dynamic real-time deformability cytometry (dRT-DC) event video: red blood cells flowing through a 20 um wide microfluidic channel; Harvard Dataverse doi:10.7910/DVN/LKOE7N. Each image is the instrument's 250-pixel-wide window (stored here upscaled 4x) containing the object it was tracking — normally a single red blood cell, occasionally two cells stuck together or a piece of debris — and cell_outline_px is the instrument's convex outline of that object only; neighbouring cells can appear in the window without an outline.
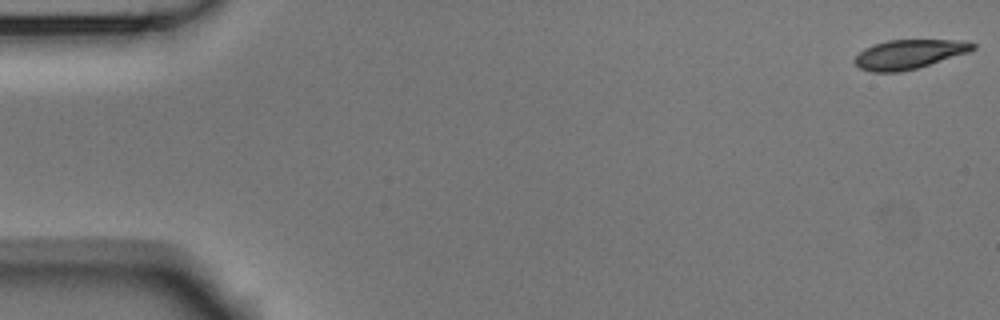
{"species": "Egyptian fruit bat (a non-hibernating species)", "species_latin": "Rousettus aegyptiacus", "temperature_condition": "room temperature", "stored_images_in_passage": 10, "camera_frame_rate_fps": 3000, "um_per_image_px": 0.085, "animal": {"sex": "male"}, "frame": {"image": 1, "passage_image": 1, "time_ms": 0.0, "image_size_px": [1000, 320], "cell_outline_px": [[976, 48], [968, 52], [916, 68], [900, 72], [872, 72], [860, 68], [852, 60], [864, 48], [872, 44], [888, 40], [968, 40], [976, 44]], "centroid_in_image_um": [77.26, 4.6], "position_along_channel_um": 7.7, "area_um2": 20.11}}